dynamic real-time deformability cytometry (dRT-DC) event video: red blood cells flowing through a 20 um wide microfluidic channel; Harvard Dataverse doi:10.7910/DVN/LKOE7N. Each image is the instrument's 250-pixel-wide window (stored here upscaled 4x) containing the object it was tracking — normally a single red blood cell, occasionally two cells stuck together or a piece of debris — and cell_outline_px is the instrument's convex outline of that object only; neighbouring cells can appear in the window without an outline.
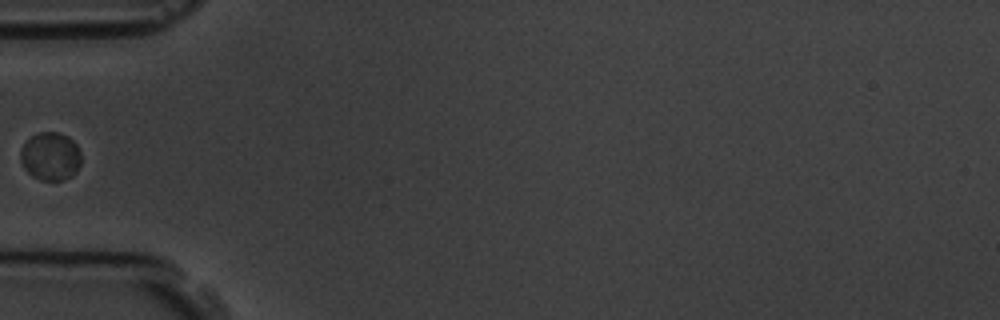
{"species": "common noctule bat (a hibernating species)", "species_latin": "Nyctalus noctula", "temperature_condition": "room temperature", "stored_images_in_passage": 9, "camera_frame_rate_fps": 3000, "um_per_image_px": 0.085, "animal": {"sex": "male", "body_mass_g": 19.5, "forearm_length_mm": 54.6}, "frame": {"image": 1, "passage_image": 6, "time_ms": 5.667, "image_size_px": [1000, 320], "cell_outline_px": [[80, 164], [76, 172], [72, 176], [60, 180], [40, 180], [32, 176], [24, 168], [20, 160], [20, 148], [32, 136], [40, 132], [56, 132], [68, 136], [76, 144], [80, 152]], "centroid_in_image_um": [4.28, 13.29], "position_along_channel_um": 80.7, "area_um2": 16.99}}
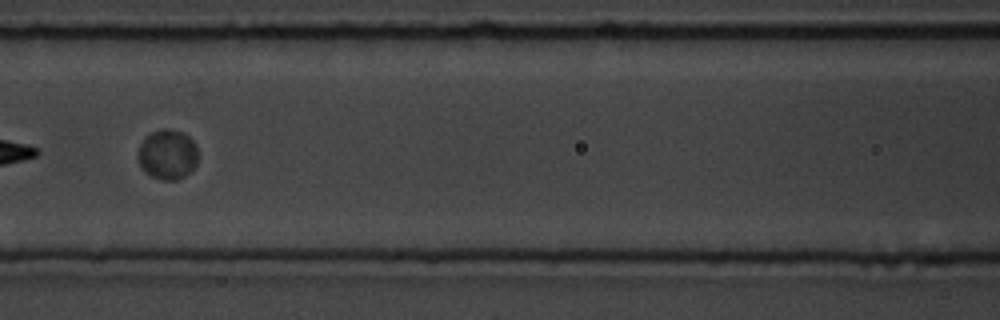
{"frame": {"image": 2, "passage_image": 8, "time_ms": 7.667, "image_size_px": [1000, 320], "cell_outline_px": [[196, 164], [192, 172], [176, 180], [164, 180], [152, 176], [140, 168], [136, 156], [140, 144], [152, 132], [164, 128], [168, 128], [180, 132], [188, 136], [196, 144]], "centroid_in_image_um": [14.22, 13.15], "position_along_channel_um": 152.4, "area_um2": 17.46}}
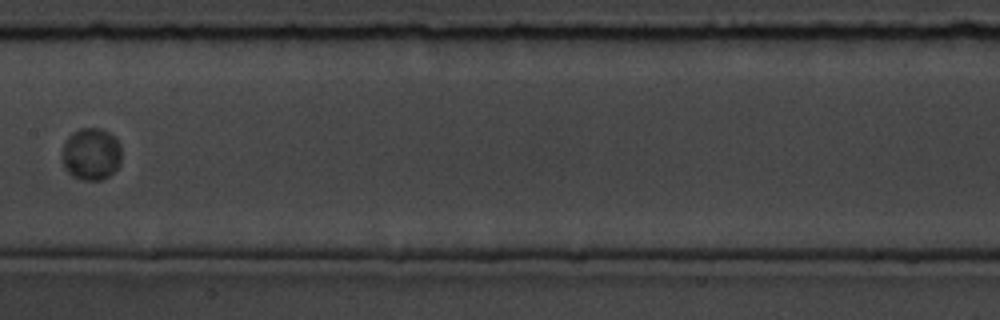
{"frame": {"image": 3, "passage_image": 9, "time_ms": 9.0, "image_size_px": [1000, 320], "cell_outline_px": [[120, 164], [108, 176], [100, 180], [84, 180], [72, 176], [64, 168], [64, 144], [68, 136], [72, 132], [80, 128], [100, 128], [108, 132], [120, 144]], "centroid_in_image_um": [7.75, 13.09], "position_along_channel_um": 199.6, "area_um2": 17.8}}